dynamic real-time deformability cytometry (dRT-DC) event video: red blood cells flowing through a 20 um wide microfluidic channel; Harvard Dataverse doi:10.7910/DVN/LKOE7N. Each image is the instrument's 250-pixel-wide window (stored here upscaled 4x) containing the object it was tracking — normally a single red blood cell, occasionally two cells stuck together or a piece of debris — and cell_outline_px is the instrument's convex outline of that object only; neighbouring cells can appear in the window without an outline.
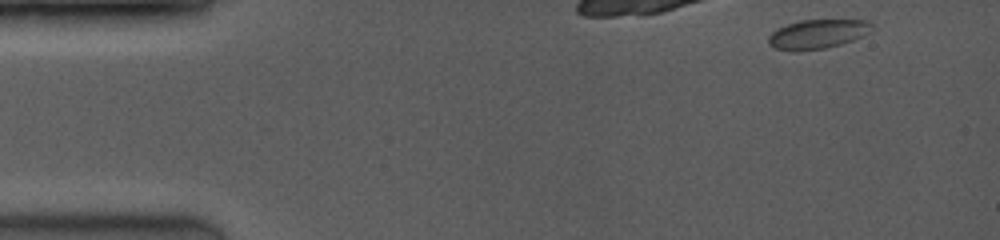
{"species": "common noctule bat (a hibernating species)", "species_latin": "Nyctalus noctula", "temperature_condition": "room temperature", "stored_images_in_passage": 24, "camera_frame_rate_fps": 3500, "um_per_image_px": 0.085, "animal": {"sex": "female", "body_mass_g": 19.0, "forearm_length_mm": 53.3}, "frame": {"image": 1, "passage_image": 1, "time_ms": 0.0, "image_size_px": [1000, 240], "cell_outline_px": [[872, 28], [864, 36], [840, 44], [824, 48], [796, 52], [792, 52], [772, 48], [768, 44], [768, 36], [776, 28], [800, 20], [868, 20], [872, 24]], "centroid_in_image_um": [69.43, 2.91], "position_along_channel_um": 15.6, "area_um2": 17.8}}
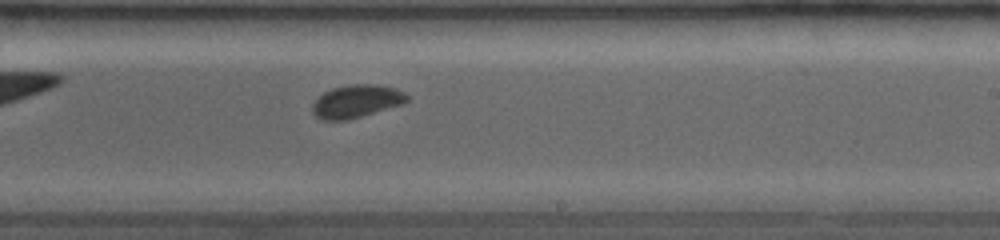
{"frame": {"image": 2, "passage_image": 16, "time_ms": 8.571, "image_size_px": [1000, 240], "cell_outline_px": [[408, 100], [404, 104], [348, 120], [320, 120], [312, 112], [312, 104], [324, 92], [332, 88], [352, 84], [376, 84], [396, 88], [404, 92], [408, 96]], "centroid_in_image_um": [30.31, 8.61], "position_along_channel_um": 258.7, "area_um2": 18.21}}
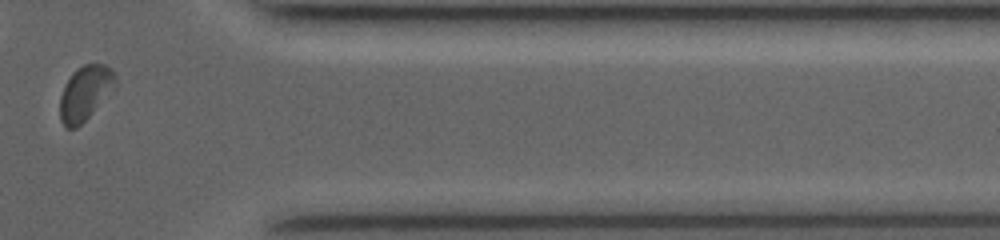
{"frame": {"image": 3, "passage_image": 22, "time_ms": 12.286, "image_size_px": [1000, 240], "cell_outline_px": [[116, 84], [92, 112], [76, 128], [68, 128], [60, 120], [60, 96], [64, 84], [72, 72], [76, 68], [84, 64], [104, 64], [112, 68], [116, 72]], "centroid_in_image_um": [7.22, 7.85], "position_along_channel_um": 404.2, "area_um2": 17.4}, "authors_computed_cell_mechanics": {"area_um2": 17.6579, "velocity_mm_per_s": 4.0864, "shape_relaxation_time_tau1_ms": 2.5015, "shape_relaxation_time_tau2_ms": null, "deformation_change_tau1": 0.0748, "deformation_change_tau2": null}}